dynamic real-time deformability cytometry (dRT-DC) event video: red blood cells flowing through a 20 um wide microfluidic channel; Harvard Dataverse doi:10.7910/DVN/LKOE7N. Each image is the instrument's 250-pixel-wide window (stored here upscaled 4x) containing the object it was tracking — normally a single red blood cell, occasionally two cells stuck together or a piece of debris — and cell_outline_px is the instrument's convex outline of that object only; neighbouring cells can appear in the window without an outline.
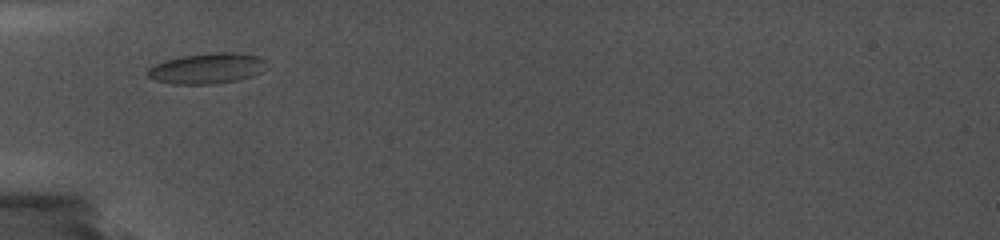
{"species": "common noctule bat (a hibernating species)", "species_latin": "Nyctalus noctula", "temperature_condition": "cold", "stored_images_in_passage": 33, "camera_frame_rate_fps": 5000, "um_per_image_px": 0.085, "animal": {"sex": "female", "body_mass_g": 19.0, "forearm_length_mm": 56.7}, "frame": {"image": 1, "passage_image": 1, "time_ms": 0.0, "image_size_px": [1000, 240], "cell_outline_px": [[268, 60], [260, 72], [252, 76], [240, 80], [212, 84], [172, 84], [156, 80], [148, 76], [144, 72], [148, 68], [164, 60], [180, 56], [216, 52], [236, 52], [260, 56]], "centroid_in_image_um": [17.6, 5.81], "position_along_channel_um": 67.4, "area_um2": 21.44}}
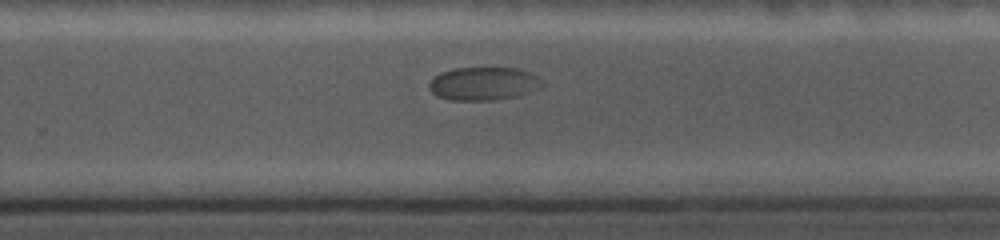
{"frame": {"image": 2, "passage_image": 20, "time_ms": 6.4, "image_size_px": [1000, 240], "cell_outline_px": [[544, 84], [540, 88], [516, 96], [492, 100], [448, 100], [436, 96], [428, 88], [428, 84], [440, 72], [456, 68], [516, 68], [528, 72], [544, 80]], "centroid_in_image_um": [41.09, 7.11], "position_along_channel_um": 288.7, "area_um2": 21.85}}
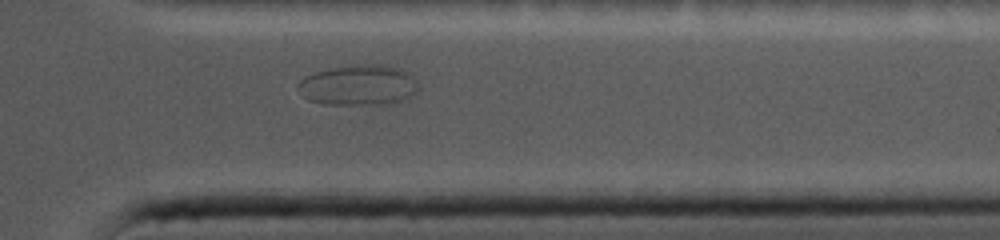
{"frame": {"image": 3, "passage_image": 30, "time_ms": 9.0, "image_size_px": [1000, 240], "cell_outline_px": [[420, 88], [412, 96], [400, 100], [384, 104], [324, 104], [308, 100], [296, 88], [296, 84], [304, 76], [316, 72], [348, 64], [380, 64], [400, 68], [412, 76], [420, 84]], "centroid_in_image_um": [30.47, 7.22], "position_along_channel_um": 380.9, "area_um2": 28.67}}